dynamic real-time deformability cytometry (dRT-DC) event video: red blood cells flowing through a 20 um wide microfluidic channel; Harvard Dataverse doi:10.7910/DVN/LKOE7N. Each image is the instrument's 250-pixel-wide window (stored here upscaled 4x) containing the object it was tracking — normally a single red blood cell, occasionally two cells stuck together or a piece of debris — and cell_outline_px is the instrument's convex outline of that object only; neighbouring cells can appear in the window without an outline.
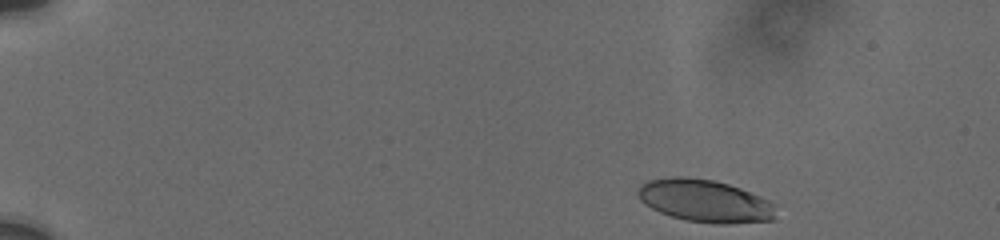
{"species": "human", "species_latin": "Homo sapiens", "temperature_condition": "cold", "stored_images_in_passage": 22, "camera_frame_rate_fps": 3000, "um_per_image_px": 0.085, "donor": {"sex": "male"}, "frame": {"image": 1, "passage_image": 4, "time_ms": 0.333, "image_size_px": [1000, 240], "cell_outline_px": [[776, 220], [728, 224], [716, 224], [684, 220], [660, 212], [644, 204], [640, 200], [636, 192], [636, 188], [640, 184], [648, 180], [676, 176], [688, 176], [712, 180], [728, 184], [740, 188], [760, 196], [776, 204]], "centroid_in_image_um": [59.92, 17.08], "position_along_channel_um": 25.1, "area_um2": 34.68}}